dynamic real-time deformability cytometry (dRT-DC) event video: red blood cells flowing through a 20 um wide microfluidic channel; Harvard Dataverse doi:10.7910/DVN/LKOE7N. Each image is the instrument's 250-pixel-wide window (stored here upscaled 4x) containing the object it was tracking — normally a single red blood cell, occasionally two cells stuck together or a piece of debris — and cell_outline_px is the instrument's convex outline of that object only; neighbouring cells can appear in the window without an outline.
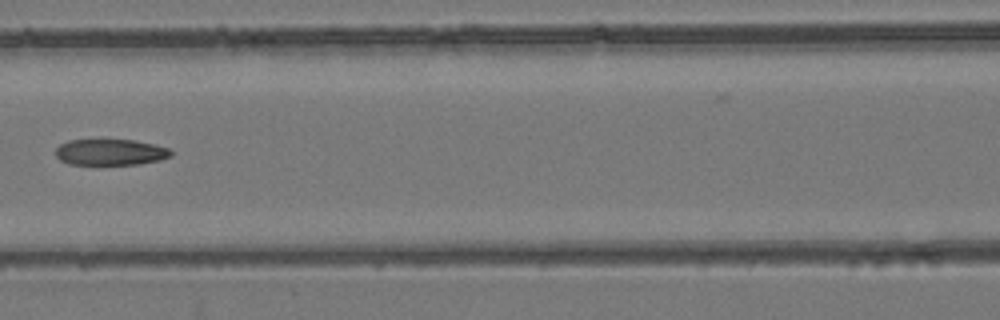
{"species": "common noctule bat (a hibernating species)", "species_latin": "Nyctalus noctula", "temperature_condition": "room temperature", "stored_images_in_passage": 3, "camera_frame_rate_fps": 3000, "um_per_image_px": 0.085, "animal": {"sex": "female", "body_mass_g": 24.6, "forearm_length_mm": 56.2}, "frame": {"image": 1, "passage_image": 3, "time_ms": 0.667, "image_size_px": [1000, 320], "cell_outline_px": [[172, 156], [160, 160], [136, 164], [68, 164], [60, 160], [56, 156], [56, 148], [60, 144], [68, 140], [132, 140], [152, 144], [168, 148], [172, 152]], "centroid_in_image_um": [9.36, 12.93], "position_along_channel_um": 157.2, "area_um2": 17.4}}